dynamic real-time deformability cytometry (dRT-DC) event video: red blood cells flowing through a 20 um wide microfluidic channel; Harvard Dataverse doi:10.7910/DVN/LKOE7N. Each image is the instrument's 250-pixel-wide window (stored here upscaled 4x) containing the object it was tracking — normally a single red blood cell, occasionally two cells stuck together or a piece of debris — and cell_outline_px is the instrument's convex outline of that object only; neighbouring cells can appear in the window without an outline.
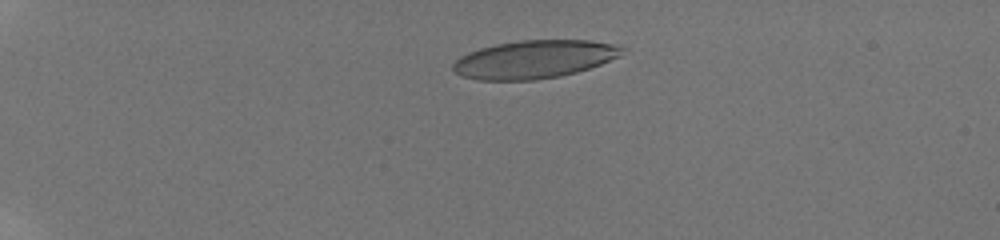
{"species": "human", "species_latin": "Homo sapiens", "temperature_condition": "room temperature", "stored_images_in_passage": 32, "camera_frame_rate_fps": 3000, "um_per_image_px": 0.085, "donor": {"sex": "male"}, "frame": {"image": 1, "passage_image": 2, "time_ms": 1.0, "image_size_px": [1000, 240], "cell_outline_px": [[628, 48], [620, 56], [600, 64], [576, 72], [560, 76], [536, 80], [476, 80], [460, 76], [452, 68], [452, 64], [460, 56], [468, 52], [480, 48], [496, 44], [520, 40], [592, 40], [612, 44]], "centroid_in_image_um": [45.4, 5.04], "position_along_channel_um": 39.6, "area_um2": 37.69}}
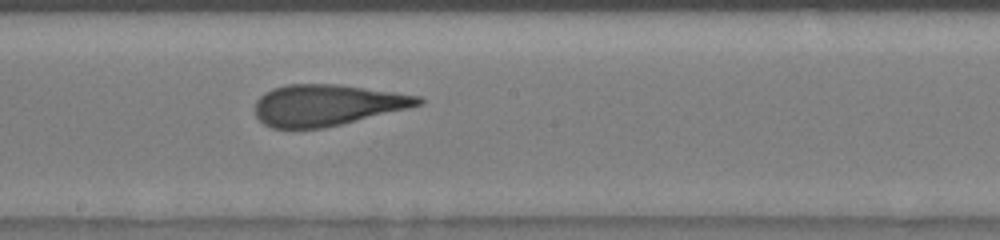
{"frame": {"image": 2, "passage_image": 16, "time_ms": 7.667, "image_size_px": [1000, 240], "cell_outline_px": [[424, 104], [408, 108], [324, 128], [272, 128], [264, 124], [256, 116], [256, 100], [264, 92], [272, 88], [288, 84], [336, 84], [420, 96], [424, 100]], "centroid_in_image_um": [27.77, 8.93], "position_along_channel_um": 220.4, "area_um2": 38.9}}
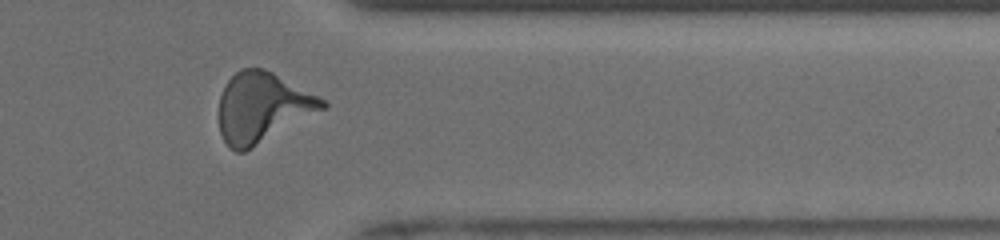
{"frame": {"image": 3, "passage_image": 28, "time_ms": 12.0, "image_size_px": [1000, 240], "cell_outline_px": [[328, 108], [252, 148], [244, 152], [236, 152], [228, 148], [220, 132], [220, 96], [228, 80], [240, 68], [264, 68], [272, 72], [324, 100], [328, 104]], "centroid_in_image_um": [22.31, 9.15], "position_along_channel_um": 389.1, "area_um2": 41.91}, "authors_computed_cell_mechanics": {"area_um2": 39.2462, "velocity_mm_per_s": 3.9477, "shape_relaxation_time_tau1_ms": 6.3009, "shape_relaxation_time_tau2_ms": 0.8378, "deformation_change_tau1": 0.2117, "deformation_change_tau2": 0.0772}}